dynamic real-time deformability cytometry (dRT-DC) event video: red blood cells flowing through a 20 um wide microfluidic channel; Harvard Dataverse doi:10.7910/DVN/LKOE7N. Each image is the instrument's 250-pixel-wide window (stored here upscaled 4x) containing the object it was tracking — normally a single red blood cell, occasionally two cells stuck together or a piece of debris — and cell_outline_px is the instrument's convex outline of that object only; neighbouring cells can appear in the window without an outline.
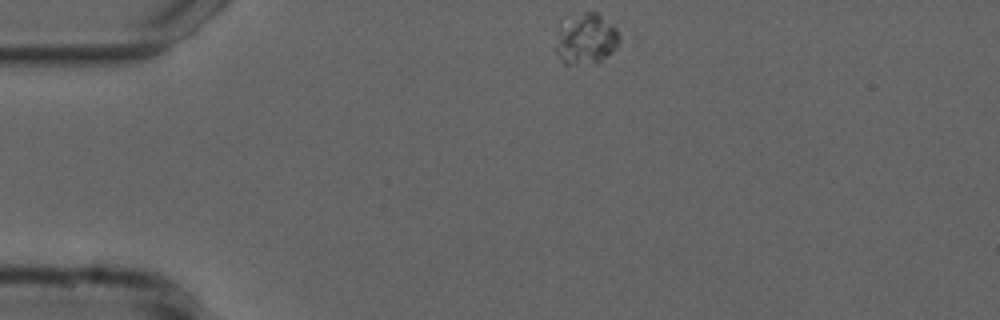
{"species": "common noctule bat (a hibernating species)", "species_latin": "Nyctalus noctula", "temperature_condition": "cold", "stored_images_in_passage": 46, "camera_frame_rate_fps": 3000, "um_per_image_px": 0.085, "animal": {"sex": "male", "forearm_length_mm": 52.5}, "frame": {"image": 1, "passage_image": 1, "time_ms": 0.0, "image_size_px": [1000, 320], "cell_outline_px": [[624, 36], [620, 44], [612, 52], [600, 60], [568, 64], [564, 64], [560, 60], [556, 52], [556, 48], [560, 20], [564, 16], [584, 12], [596, 12], [612, 24]], "centroid_in_image_um": [49.82, 3.24], "position_along_channel_um": 35.2, "area_um2": 19.13}}
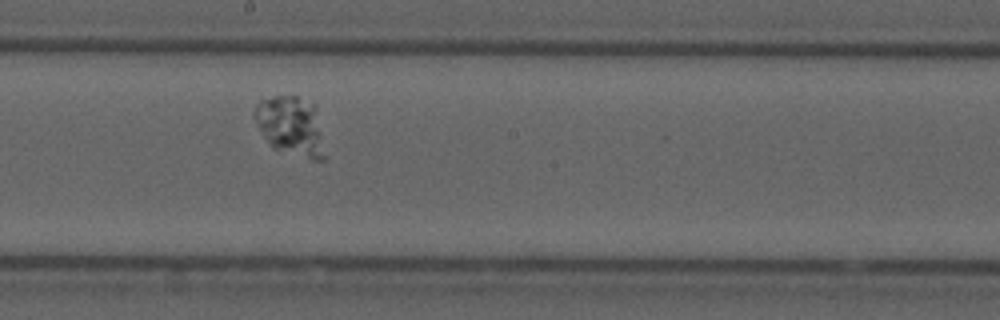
{"frame": {"image": 2, "passage_image": 21, "time_ms": 6.667, "image_size_px": [1000, 320], "cell_outline_px": [[324, 160], [312, 160], [272, 148], [252, 116], [252, 112], [256, 104], [260, 100], [272, 96], [296, 96], [312, 104], [316, 108], [324, 156]], "centroid_in_image_um": [24.67, 10.7], "position_along_channel_um": 223.5, "area_um2": 23.99}}
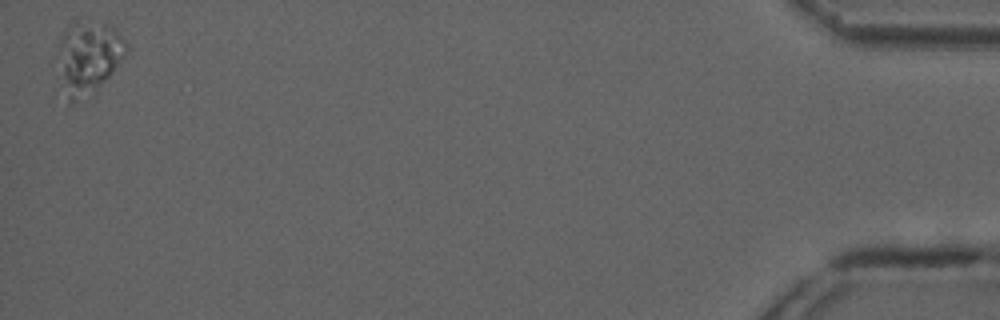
{"frame": {"image": 3, "passage_image": 46, "time_ms": 15.0, "image_size_px": [1000, 320], "cell_outline_px": [[128, 48], [124, 56], [112, 72], [96, 92], [92, 96], [72, 104], [68, 104], [52, 60], [52, 56], [60, 36], [68, 28], [104, 24], [116, 32], [128, 44]], "centroid_in_image_um": [7.38, 5.05], "position_along_channel_um": 427.8, "area_um2": 29.19}}